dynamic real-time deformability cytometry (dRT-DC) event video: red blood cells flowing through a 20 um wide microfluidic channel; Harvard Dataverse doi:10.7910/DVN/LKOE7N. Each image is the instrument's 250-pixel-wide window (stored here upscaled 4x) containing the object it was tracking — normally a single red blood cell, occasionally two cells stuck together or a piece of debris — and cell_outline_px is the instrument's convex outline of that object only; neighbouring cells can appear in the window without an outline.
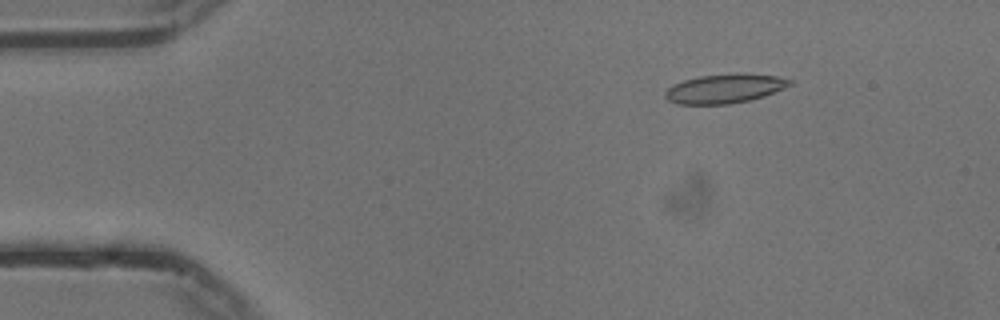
{"species": "common noctule bat (a hibernating species)", "species_latin": "Nyctalus noctula", "temperature_condition": "cold", "stored_images_in_passage": 54, "camera_frame_rate_fps": 3000, "um_per_image_px": 0.085, "animal": {"sex": "male", "body_mass_g": 13.3}, "frame": {"image": 1, "passage_image": 8, "time_ms": 2.333, "image_size_px": [1000, 320], "cell_outline_px": [[796, 80], [792, 84], [784, 88], [764, 96], [748, 100], [728, 104], [676, 104], [668, 100], [664, 96], [664, 92], [672, 84], [684, 80], [700, 76], [740, 72], [744, 72], [776, 76]], "centroid_in_image_um": [61.62, 7.51], "position_along_channel_um": 23.4, "area_um2": 21.44}}
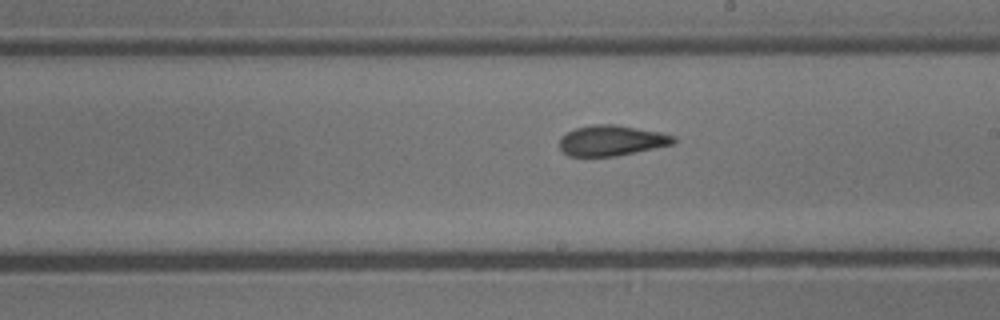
{"frame": {"image": 2, "passage_image": 31, "time_ms": 10.0, "image_size_px": [1000, 320], "cell_outline_px": [[676, 140], [672, 144], [616, 156], [568, 156], [560, 148], [560, 136], [576, 128], [596, 124], [612, 124], [660, 132], [676, 136]], "centroid_in_image_um": [51.97, 11.94], "position_along_channel_um": 237.0, "area_um2": 20.0}}
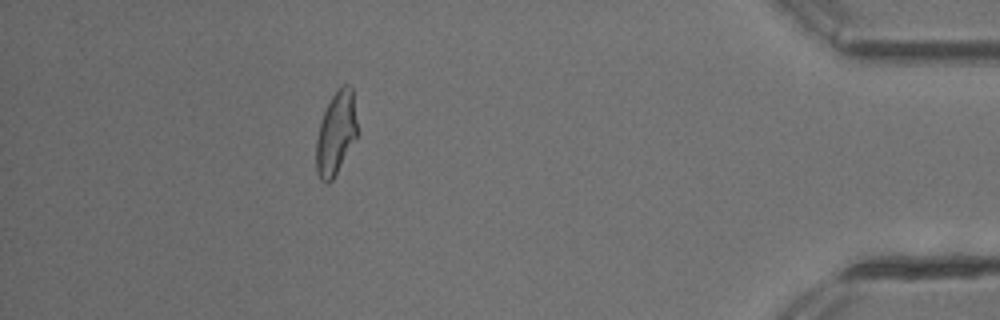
{"frame": {"image": 3, "passage_image": 49, "time_ms": 16.0, "image_size_px": [1000, 320], "cell_outline_px": [[356, 140], [332, 180], [328, 184], [320, 180], [316, 172], [316, 140], [320, 120], [332, 96], [344, 84], [348, 84], [352, 88], [356, 120]], "centroid_in_image_um": [28.54, 11.37], "position_along_channel_um": 406.7, "area_um2": 19.77}, "authors_computed_cell_mechanics": {"area_um2": 20.4612, "velocity_mm_per_s": 3.7418, "shape_relaxation_time_tau1_ms": 10.2292, "shape_relaxation_time_tau2_ms": 1.8972, "deformation_change_tau1": 0.2472, "deformation_change_tau2": 0.0983}}